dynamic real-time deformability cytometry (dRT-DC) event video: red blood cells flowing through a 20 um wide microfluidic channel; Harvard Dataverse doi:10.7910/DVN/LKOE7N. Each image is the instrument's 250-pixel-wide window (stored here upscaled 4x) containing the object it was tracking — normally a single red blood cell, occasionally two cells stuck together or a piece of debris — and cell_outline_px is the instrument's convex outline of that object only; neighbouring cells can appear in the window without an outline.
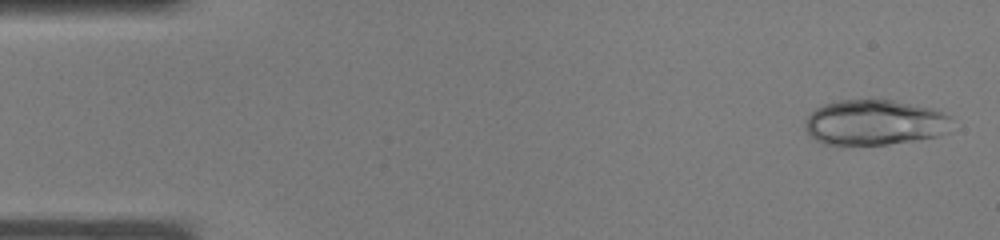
{"species": "common noctule bat (a hibernating species)", "species_latin": "Nyctalus noctula", "temperature_condition": "warm", "stored_images_in_passage": 10, "camera_frame_rate_fps": 3000, "um_per_image_px": 0.085, "animal": {"sex": "male", "body_mass_g": 19.0, "forearm_length_mm": 50.8}, "frame": {"image": 1, "passage_image": 1, "time_ms": 0.0, "image_size_px": [1000, 240], "cell_outline_px": [[948, 132], [936, 136], [888, 144], [840, 148], [824, 144], [816, 140], [804, 128], [808, 116], [816, 108], [824, 104], [840, 100], [892, 100], [928, 108], [940, 112], [948, 116]], "centroid_in_image_um": [74.23, 10.46], "position_along_channel_um": 10.8, "area_um2": 38.84}}